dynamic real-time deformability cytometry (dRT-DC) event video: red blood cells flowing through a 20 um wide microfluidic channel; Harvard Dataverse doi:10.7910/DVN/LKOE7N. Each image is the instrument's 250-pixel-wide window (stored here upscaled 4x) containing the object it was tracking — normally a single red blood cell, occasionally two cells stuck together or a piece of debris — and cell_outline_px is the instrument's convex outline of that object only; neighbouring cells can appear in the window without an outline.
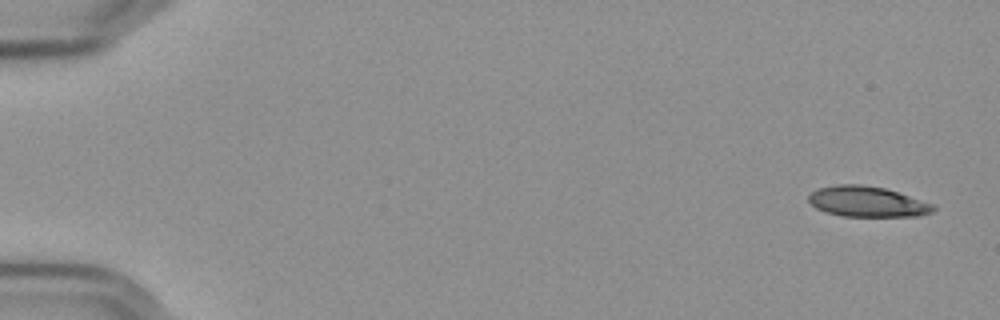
{"species": "Egyptian fruit bat (a non-hibernating species)", "species_latin": "Rousettus aegyptiacus", "temperature_condition": "cold", "stored_images_in_passage": 55, "camera_frame_rate_fps": 3000, "um_per_image_px": 0.085, "frame": {"image": 1, "passage_image": 1, "time_ms": 0.0, "image_size_px": [1000, 320], "cell_outline_px": [[936, 208], [932, 212], [920, 216], [840, 216], [824, 212], [816, 208], [808, 200], [808, 196], [812, 192], [820, 188], [836, 184], [860, 184], [884, 188], [936, 204]], "centroid_in_image_um": [73.73, 17.14], "position_along_channel_um": 11.3, "area_um2": 22.25}}
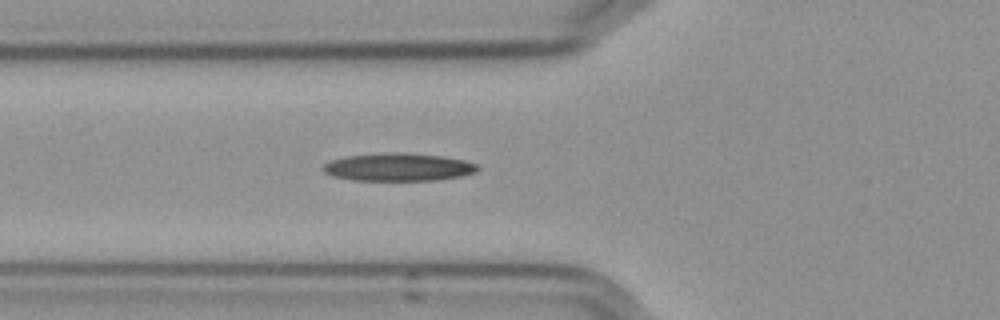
{"frame": {"image": 2, "passage_image": 20, "time_ms": 6.333, "image_size_px": [1000, 320], "cell_outline_px": [[480, 168], [476, 172], [460, 176], [436, 180], [352, 180], [332, 176], [324, 172], [320, 168], [324, 164], [332, 160], [344, 156], [396, 152], [400, 152], [440, 156], [464, 160], [476, 164]], "centroid_in_image_um": [33.82, 14.2], "position_along_channel_um": 92.0, "area_um2": 24.97}}
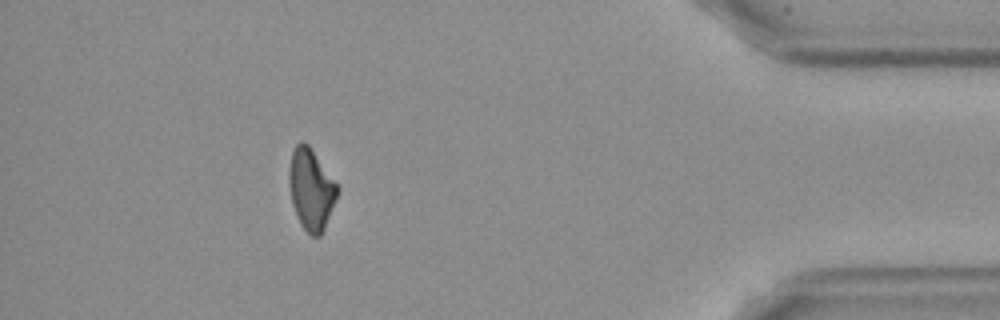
{"frame": {"image": 3, "passage_image": 50, "time_ms": 16.333, "image_size_px": [1000, 320], "cell_outline_px": [[340, 192], [324, 228], [320, 236], [312, 236], [300, 224], [292, 204], [288, 184], [288, 172], [292, 152], [296, 144], [300, 140], [304, 140], [308, 144], [340, 188]], "centroid_in_image_um": [26.44, 16.07], "position_along_channel_um": 408.8, "area_um2": 22.95}}